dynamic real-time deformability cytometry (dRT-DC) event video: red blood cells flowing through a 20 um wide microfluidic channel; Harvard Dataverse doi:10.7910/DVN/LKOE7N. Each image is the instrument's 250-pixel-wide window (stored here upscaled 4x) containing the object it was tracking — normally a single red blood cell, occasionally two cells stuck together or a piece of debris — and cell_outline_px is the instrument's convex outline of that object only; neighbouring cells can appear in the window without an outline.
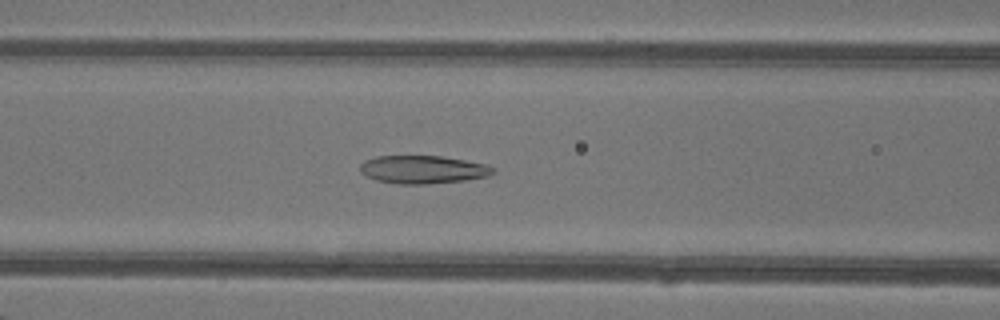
{"species": "common noctule bat (a hibernating species)", "species_latin": "Nyctalus noctula", "temperature_condition": "warm", "stored_images_in_passage": 38, "camera_frame_rate_fps": 3000, "um_per_image_px": 0.085, "animal": {"sex": "female"}, "frame": {"image": 1, "passage_image": 11, "time_ms": 3.333, "image_size_px": [1000, 320], "cell_outline_px": [[496, 172], [488, 176], [464, 180], [428, 184], [396, 184], [376, 180], [360, 172], [360, 164], [364, 160], [376, 156], [440, 156], [464, 160], [484, 164], [496, 168]], "centroid_in_image_um": [35.93, 14.41], "position_along_channel_um": 130.7, "area_um2": 21.73}}
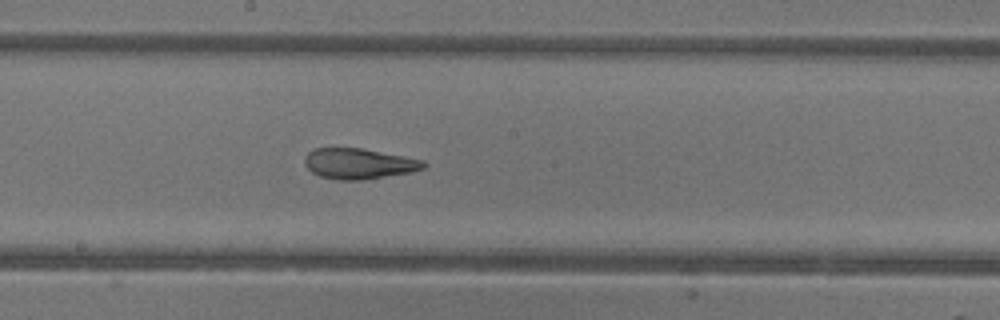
{"frame": {"image": 2, "passage_image": 17, "time_ms": 5.333, "image_size_px": [1000, 320], "cell_outline_px": [[428, 164], [424, 168], [412, 172], [364, 180], [340, 180], [320, 176], [312, 172], [304, 164], [304, 156], [308, 152], [316, 148], [360, 148], [424, 160]], "centroid_in_image_um": [30.5, 13.91], "position_along_channel_um": 217.7, "area_um2": 21.21}}
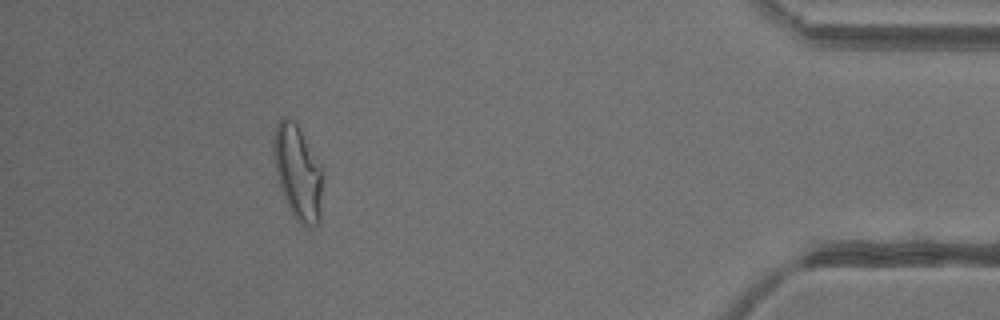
{"frame": {"image": 3, "passage_image": 34, "time_ms": 11.0, "image_size_px": [1000, 320], "cell_outline_px": [[324, 176], [320, 220], [312, 228], [308, 228], [300, 224], [292, 216], [284, 200], [280, 188], [276, 172], [272, 152], [272, 140], [276, 124], [284, 116], [288, 116], [296, 124], [324, 172]], "centroid_in_image_um": [25.31, 14.72], "position_along_channel_um": 409.9, "area_um2": 27.57}, "authors_computed_cell_mechanics": {"area_um2": 23.0911, "velocity_mm_per_s": 4.3565, "shape_relaxation_time_tau1_ms": 8.9619, "shape_relaxation_time_tau2_ms": 1.587, "deformation_change_tau1": 0.2429, "deformation_change_tau2": 0.0949}}